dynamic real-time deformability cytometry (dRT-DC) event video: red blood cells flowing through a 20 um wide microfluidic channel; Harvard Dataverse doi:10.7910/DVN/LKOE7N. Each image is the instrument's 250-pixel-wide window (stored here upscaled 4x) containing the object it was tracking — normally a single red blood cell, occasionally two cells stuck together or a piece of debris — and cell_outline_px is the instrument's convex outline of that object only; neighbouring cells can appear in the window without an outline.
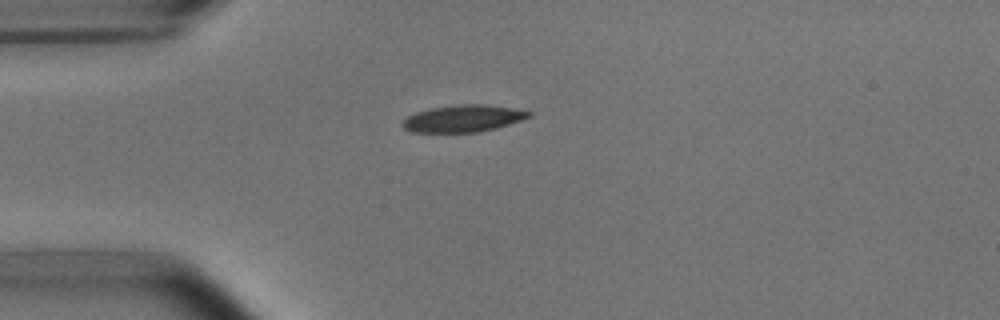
{"species": "common noctule bat (a hibernating species)", "species_latin": "Nyctalus noctula", "temperature_condition": "room temperature", "stored_images_in_passage": 2, "camera_frame_rate_fps": 3000, "um_per_image_px": 0.085, "animal": {"sex": "male", "body_mass_g": 15.6}, "frame": {"image": 1, "passage_image": 2, "time_ms": 1.333, "image_size_px": [1000, 320], "cell_outline_px": [[532, 116], [496, 128], [480, 132], [412, 132], [404, 128], [404, 120], [408, 116], [416, 112], [432, 108], [460, 104], [480, 104], [512, 108], [532, 112]], "centroid_in_image_um": [39.39, 10.07], "position_along_channel_um": 45.6, "area_um2": 19.54}}